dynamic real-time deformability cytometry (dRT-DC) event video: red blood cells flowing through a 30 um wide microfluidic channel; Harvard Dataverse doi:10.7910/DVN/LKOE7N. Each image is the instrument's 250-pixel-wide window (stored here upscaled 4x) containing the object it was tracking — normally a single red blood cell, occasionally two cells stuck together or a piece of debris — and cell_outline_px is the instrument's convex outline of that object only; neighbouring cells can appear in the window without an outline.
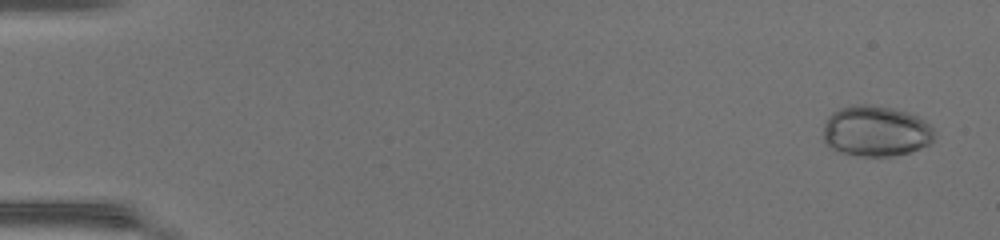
{"species": "common noctule bat (a hibernating species)", "species_latin": "Nyctalus noctula", "temperature_condition": "warm", "stored_images_in_passage": 50, "camera_frame_rate_fps": 3000, "um_per_image_px": 0.085, "animal": {"sex": "female", "body_mass_g": 17.0, "forearm_length_mm": 48.0}, "frame": {"image": 1, "passage_image": 3, "time_ms": 0.667, "image_size_px": [1000, 240], "cell_outline_px": [[936, 132], [932, 140], [928, 144], [908, 152], [888, 156], [860, 156], [840, 152], [832, 148], [824, 140], [824, 120], [832, 112], [840, 108], [856, 104], [868, 104], [892, 108], [908, 112], [924, 120]], "centroid_in_image_um": [74.42, 11.13], "position_along_channel_um": 10.6, "area_um2": 32.71}}
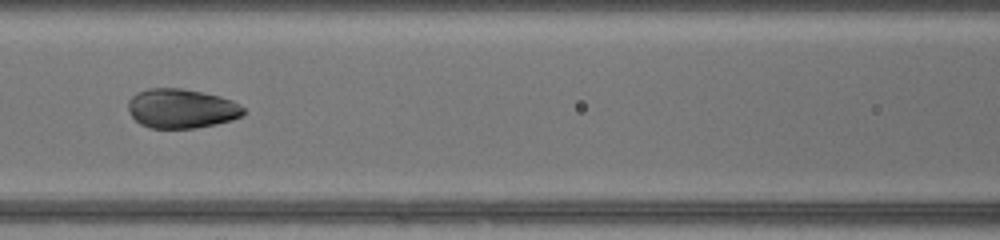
{"frame": {"image": 2, "passage_image": 24, "time_ms": 7.667, "image_size_px": [1000, 240], "cell_outline_px": [[244, 116], [232, 120], [216, 124], [196, 128], [152, 128], [140, 124], [132, 116], [128, 108], [128, 100], [136, 92], [148, 88], [180, 88], [220, 96], [232, 100], [240, 104], [244, 108]], "centroid_in_image_um": [15.43, 9.22], "position_along_channel_um": 151.2, "area_um2": 26.59}}
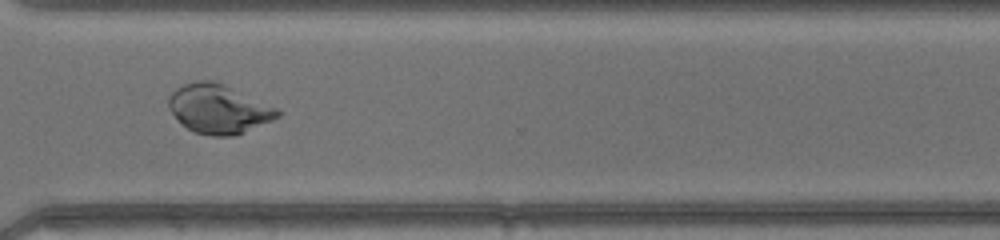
{"frame": {"image": 3, "passage_image": 38, "time_ms": 12.333, "image_size_px": [1000, 240], "cell_outline_px": [[280, 116], [272, 120], [236, 136], [212, 136], [196, 132], [188, 128], [168, 108], [168, 96], [176, 88], [184, 84], [196, 80], [216, 80], [280, 108]], "centroid_in_image_um": [18.62, 9.24], "position_along_channel_um": 352.0, "area_um2": 31.33}}